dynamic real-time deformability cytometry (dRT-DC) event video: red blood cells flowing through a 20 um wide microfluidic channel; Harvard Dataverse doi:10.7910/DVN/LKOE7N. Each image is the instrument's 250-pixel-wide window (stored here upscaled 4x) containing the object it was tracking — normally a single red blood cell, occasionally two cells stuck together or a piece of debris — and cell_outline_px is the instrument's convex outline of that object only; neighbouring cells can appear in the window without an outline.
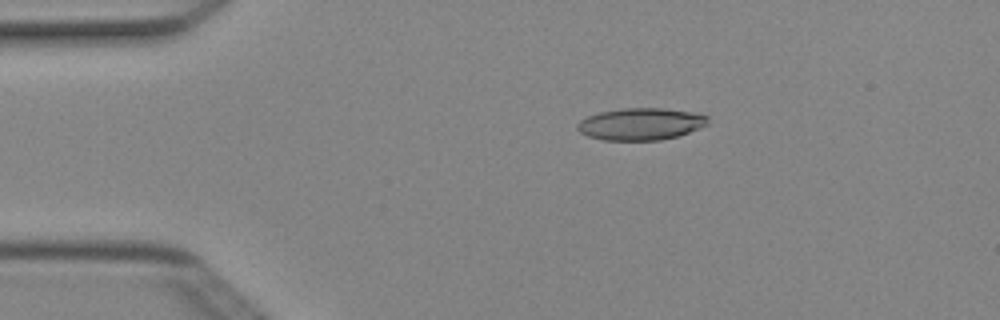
{"species": "Egyptian fruit bat (a non-hibernating species)", "species_latin": "Rousettus aegyptiacus", "temperature_condition": "cold", "stored_images_in_passage": 5, "camera_frame_rate_fps": 3000, "um_per_image_px": 0.085, "animal": {"sex": "female"}, "frame": {"image": 1, "passage_image": 3, "time_ms": 0.667, "image_size_px": [1000, 320], "cell_outline_px": [[708, 124], [688, 132], [676, 136], [660, 140], [604, 140], [588, 136], [580, 132], [576, 128], [576, 124], [580, 120], [588, 116], [600, 112], [624, 108], [664, 108], [692, 112], [708, 116]], "centroid_in_image_um": [54.44, 10.53], "position_along_channel_um": 30.6, "area_um2": 24.22}}
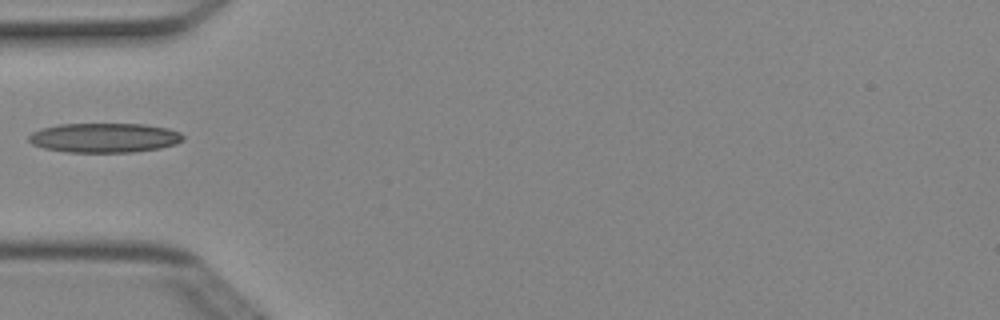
{"frame": {"image": 2, "passage_image": 5, "time_ms": 1.333, "image_size_px": [1000, 320], "cell_outline_px": [[184, 140], [176, 144], [160, 148], [132, 152], [68, 152], [44, 148], [32, 144], [28, 140], [28, 136], [32, 132], [40, 128], [60, 124], [144, 124], [168, 128], [180, 132], [184, 136]], "centroid_in_image_um": [8.88, 11.71], "position_along_channel_um": 76.1, "area_um2": 26.65}}